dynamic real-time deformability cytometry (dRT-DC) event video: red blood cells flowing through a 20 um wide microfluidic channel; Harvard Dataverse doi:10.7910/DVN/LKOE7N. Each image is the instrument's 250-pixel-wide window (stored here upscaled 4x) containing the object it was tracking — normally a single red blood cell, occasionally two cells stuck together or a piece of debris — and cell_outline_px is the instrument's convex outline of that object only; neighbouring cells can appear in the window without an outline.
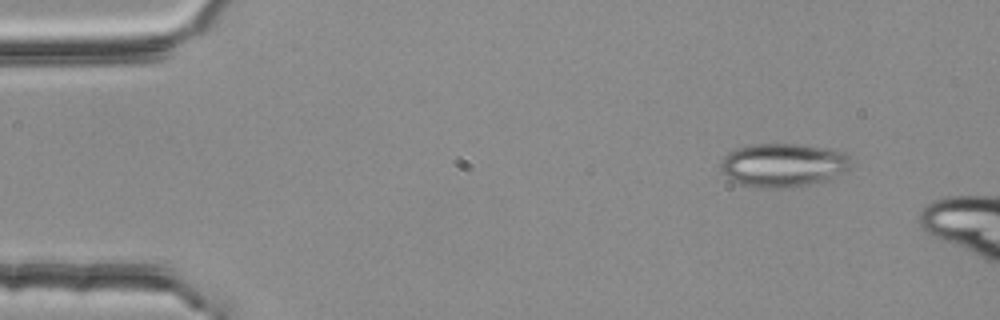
{"species": "common noctule bat (a hibernating species)", "species_latin": "Nyctalus noctula", "temperature_condition": "room temperature", "stored_images_in_passage": 3, "camera_frame_rate_fps": 3000, "um_per_image_px": 0.085, "animal": {"sex": "female", "body_mass_g": 25.1}, "frame": {"image": 1, "passage_image": 1, "time_ms": 0.0, "image_size_px": [1000, 320], "cell_outline_px": [[848, 168], [844, 172], [832, 180], [784, 188], [760, 188], [740, 184], [732, 180], [720, 168], [720, 164], [724, 156], [736, 148], [752, 144], [804, 144], [844, 152], [848, 156]], "centroid_in_image_um": [66.56, 14.03], "position_along_channel_um": 18.4, "area_um2": 33.06}}